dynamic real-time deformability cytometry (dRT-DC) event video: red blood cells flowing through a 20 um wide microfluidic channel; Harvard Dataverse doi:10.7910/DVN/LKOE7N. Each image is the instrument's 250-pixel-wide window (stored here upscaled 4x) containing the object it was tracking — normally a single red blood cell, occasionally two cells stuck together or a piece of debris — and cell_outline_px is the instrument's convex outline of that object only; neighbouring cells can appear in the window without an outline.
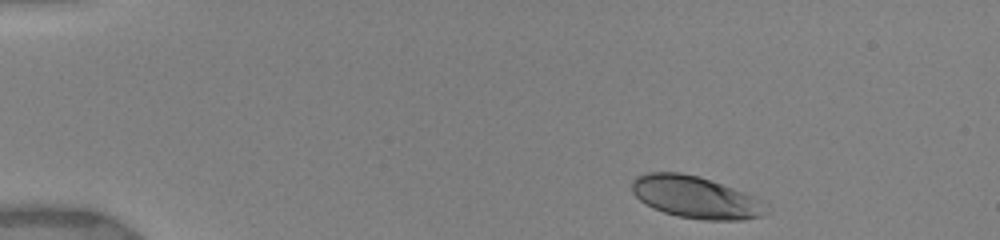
{"species": "human", "species_latin": "Homo sapiens", "temperature_condition": "warm", "stored_images_in_passage": 30, "camera_frame_rate_fps": 3000, "um_per_image_px": 0.085, "donor": {"sex": "female"}, "frame": {"image": 1, "passage_image": 1, "time_ms": 0.0, "image_size_px": [1000, 240], "cell_outline_px": [[772, 208], [768, 212], [760, 216], [744, 220], [704, 220], [676, 216], [652, 208], [640, 200], [632, 192], [632, 180], [636, 176], [644, 172], [680, 172], [700, 176], [744, 192], [752, 196]], "centroid_in_image_um": [59.12, 16.76], "position_along_channel_um": 25.9, "area_um2": 33.12}}
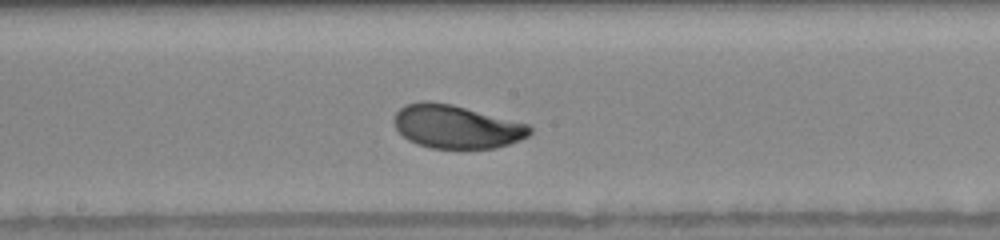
{"frame": {"image": 2, "passage_image": 16, "time_ms": 7.0, "image_size_px": [1000, 240], "cell_outline_px": [[532, 132], [528, 136], [520, 140], [496, 148], [428, 148], [416, 144], [408, 140], [396, 128], [392, 120], [396, 112], [400, 108], [408, 104], [424, 100], [428, 100], [452, 104], [528, 124], [532, 128]], "centroid_in_image_um": [38.77, 10.76], "position_along_channel_um": 209.4, "area_um2": 34.33}}
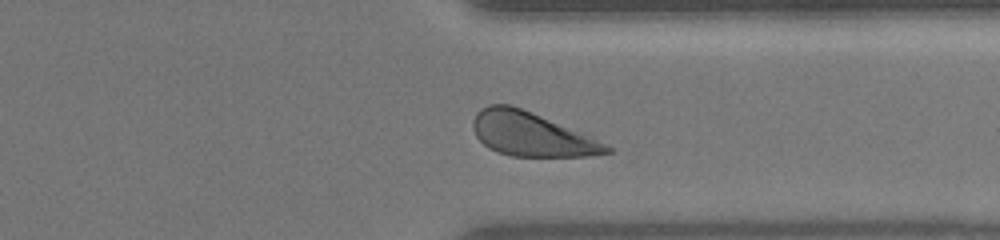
{"frame": {"image": 3, "passage_image": 26, "time_ms": 11.0, "image_size_px": [1000, 240], "cell_outline_px": [[612, 152], [588, 156], [512, 156], [496, 152], [488, 148], [476, 136], [472, 128], [472, 120], [476, 112], [488, 104], [512, 104], [596, 140], [612, 148]], "centroid_in_image_um": [45.06, 11.41], "position_along_channel_um": 366.3, "area_um2": 33.52}, "authors_computed_cell_mechanics": {"area_um2": 33.8419, "velocity_mm_per_s": 3.9096, "shape_relaxation_time_tau1_ms": 2.8576, "shape_relaxation_time_tau2_ms": null, "deformation_change_tau1": 0.1319, "deformation_change_tau2": null}}